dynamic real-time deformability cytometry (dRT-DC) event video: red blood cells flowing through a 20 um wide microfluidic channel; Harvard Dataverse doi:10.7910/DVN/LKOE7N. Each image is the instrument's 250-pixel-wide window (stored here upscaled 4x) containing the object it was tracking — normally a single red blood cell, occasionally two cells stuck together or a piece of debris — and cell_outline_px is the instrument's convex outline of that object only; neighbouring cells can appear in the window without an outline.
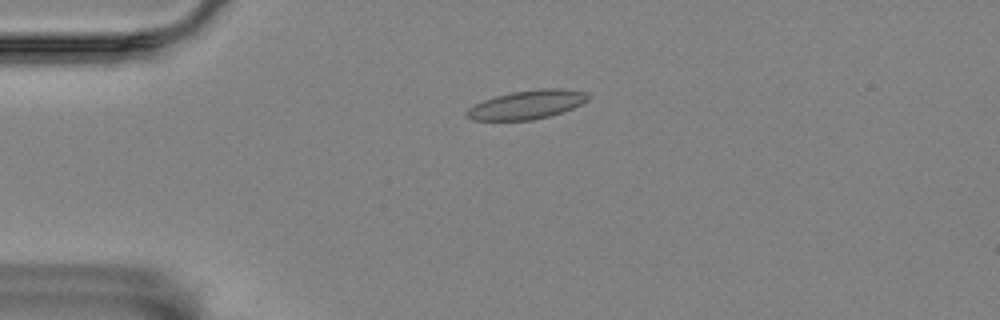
{"species": "Egyptian fruit bat (a non-hibernating species)", "species_latin": "Rousettus aegyptiacus", "temperature_condition": "room temperature", "stored_images_in_passage": 49, "camera_frame_rate_fps": 3000, "um_per_image_px": 0.085, "animal": {"sex": "female"}, "frame": {"image": 1, "passage_image": 6, "time_ms": 1.667, "image_size_px": [1000, 320], "cell_outline_px": [[592, 96], [588, 100], [572, 108], [548, 116], [532, 120], [472, 120], [464, 112], [468, 108], [484, 100], [496, 96], [512, 92], [540, 88], [560, 88], [588, 92]], "centroid_in_image_um": [44.82, 8.88], "position_along_channel_um": 40.2, "area_um2": 20.23}}
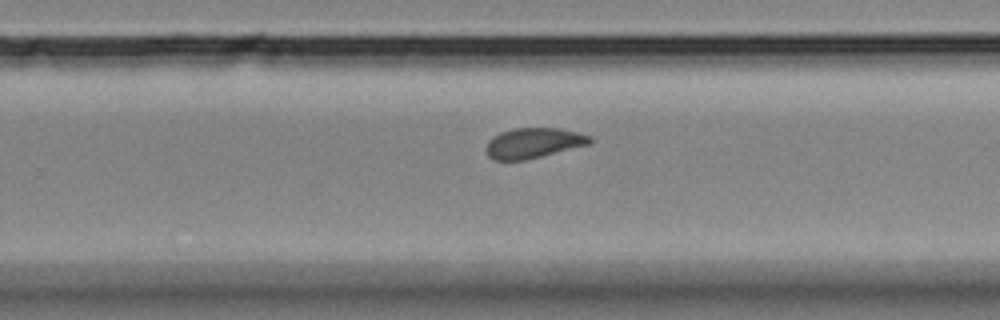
{"frame": {"image": 2, "passage_image": 29, "time_ms": 9.333, "image_size_px": [1000, 320], "cell_outline_px": [[592, 144], [524, 160], [492, 160], [488, 156], [484, 148], [488, 140], [492, 136], [500, 132], [516, 128], [560, 128], [592, 136]], "centroid_in_image_um": [45.33, 12.15], "position_along_channel_um": 284.5, "area_um2": 18.5}}
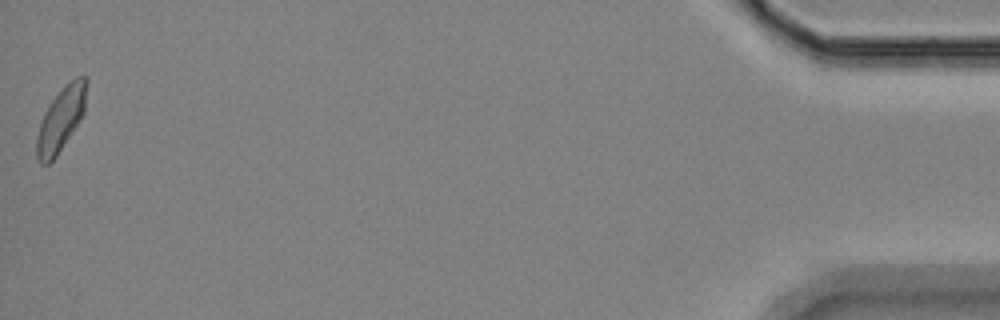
{"frame": {"image": 3, "passage_image": 49, "time_ms": 16.0, "image_size_px": [1000, 320], "cell_outline_px": [[88, 80], [84, 112], [80, 120], [56, 156], [48, 164], [40, 164], [36, 156], [36, 140], [40, 124], [44, 112], [52, 100], [64, 84], [76, 76], [88, 76]], "centroid_in_image_um": [5.19, 10.09], "position_along_channel_um": 430.0, "area_um2": 18.55}, "authors_computed_cell_mechanics": {"area_um2": 18.7272, "velocity_mm_per_s": 3.542, "shape_relaxation_time_tau1_ms": null, "shape_relaxation_time_tau2_ms": 1.2382, "deformation_change_tau1": null, "deformation_change_tau2": 0.0629}}